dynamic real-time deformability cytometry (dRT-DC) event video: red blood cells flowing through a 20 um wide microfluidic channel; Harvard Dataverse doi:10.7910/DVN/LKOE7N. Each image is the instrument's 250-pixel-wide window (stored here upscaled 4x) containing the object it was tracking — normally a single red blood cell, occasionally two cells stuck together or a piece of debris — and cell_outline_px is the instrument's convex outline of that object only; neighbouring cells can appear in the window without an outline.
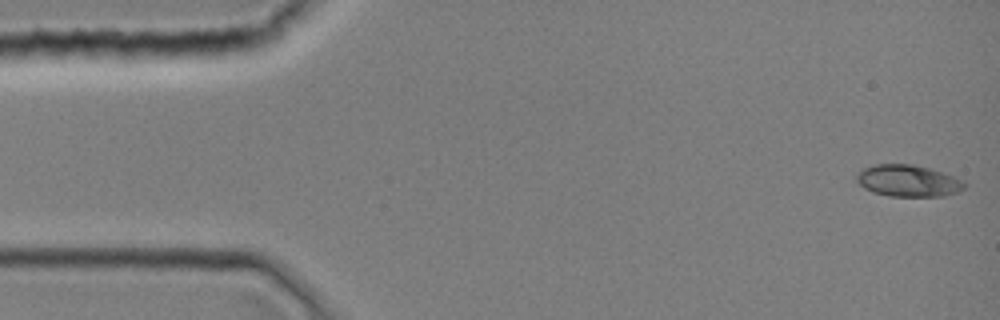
{"species": "common noctule bat (a hibernating species)", "species_latin": "Nyctalus noctula", "temperature_condition": "room temperature", "stored_images_in_passage": 1, "camera_frame_rate_fps": 3000, "um_per_image_px": 0.085, "animal": {"sex": "female", "body_mass_g": 19.0, "forearm_length_mm": 51.5}, "frame": {"image": 1, "passage_image": 1, "time_ms": 0.0, "image_size_px": [1000, 320], "cell_outline_px": [[968, 184], [964, 188], [956, 192], [944, 196], [888, 196], [872, 192], [864, 188], [856, 180], [856, 172], [864, 168], [876, 164], [912, 164], [928, 168], [952, 176]], "centroid_in_image_um": [77.14, 15.37], "position_along_channel_um": 7.9, "area_um2": 19.83}}